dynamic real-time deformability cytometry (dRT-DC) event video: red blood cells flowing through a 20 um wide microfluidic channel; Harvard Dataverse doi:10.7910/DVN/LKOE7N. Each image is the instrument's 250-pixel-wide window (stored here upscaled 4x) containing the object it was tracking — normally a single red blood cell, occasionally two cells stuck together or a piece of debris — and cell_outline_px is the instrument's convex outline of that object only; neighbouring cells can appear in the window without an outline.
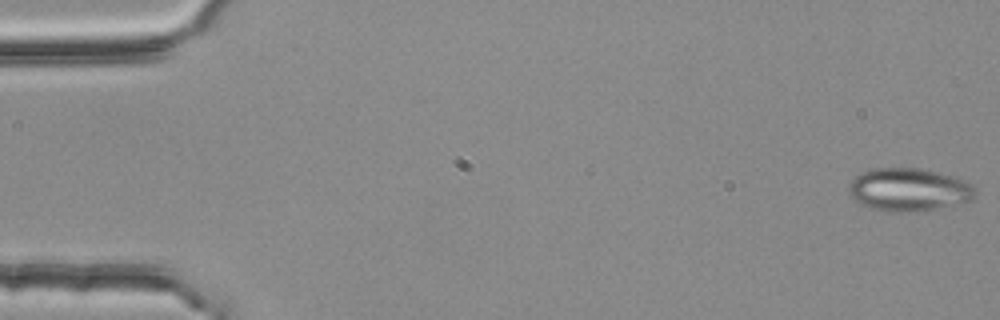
{"species": "common noctule bat (a hibernating species)", "species_latin": "Nyctalus noctula", "temperature_condition": "room temperature", "stored_images_in_passage": 4, "camera_frame_rate_fps": 3000, "um_per_image_px": 0.085, "animal": {"sex": "female", "body_mass_g": 25.1}, "frame": {"image": 1, "passage_image": 1, "time_ms": 0.0, "image_size_px": [1000, 320], "cell_outline_px": [[976, 192], [972, 200], [920, 212], [900, 212], [872, 208], [860, 204], [852, 196], [848, 188], [848, 184], [856, 176], [872, 168], [920, 168], [940, 172], [964, 180], [972, 184], [976, 188]], "centroid_in_image_um": [77.28, 16.11], "position_along_channel_um": 7.7, "area_um2": 31.62}}
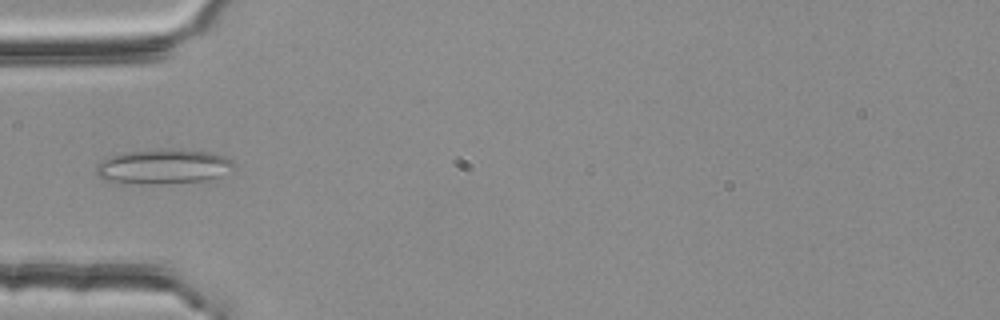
{"frame": {"image": 2, "passage_image": 4, "time_ms": 1.0, "image_size_px": [1000, 320], "cell_outline_px": [[232, 164], [212, 180], [156, 184], [144, 184], [104, 180], [96, 172], [96, 164], [112, 156], [124, 152], [172, 148], [212, 152], [224, 156], [232, 160]], "centroid_in_image_um": [13.84, 14.15], "position_along_channel_um": 71.2, "area_um2": 27.51}}